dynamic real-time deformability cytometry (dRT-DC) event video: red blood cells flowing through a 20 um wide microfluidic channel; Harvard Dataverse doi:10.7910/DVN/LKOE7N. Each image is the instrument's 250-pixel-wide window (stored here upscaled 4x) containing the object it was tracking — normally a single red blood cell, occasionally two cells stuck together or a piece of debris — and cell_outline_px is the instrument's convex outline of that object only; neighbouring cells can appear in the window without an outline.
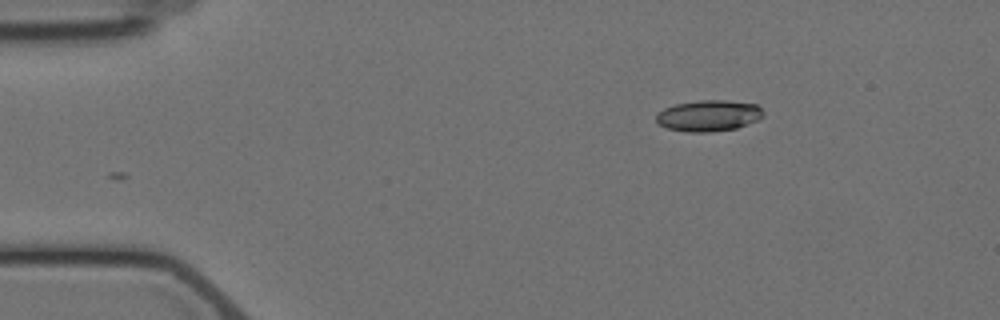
{"species": "Egyptian fruit bat (a non-hibernating species)", "species_latin": "Rousettus aegyptiacus", "temperature_condition": "cold", "stored_images_in_passage": 3, "camera_frame_rate_fps": 3000, "um_per_image_px": 0.085, "animal": {"sex": "female"}, "frame": {"image": 1, "passage_image": 3, "time_ms": 2.333, "image_size_px": [1000, 320], "cell_outline_px": [[764, 116], [748, 124], [736, 128], [712, 132], [688, 132], [668, 128], [656, 124], [656, 116], [664, 108], [676, 104], [700, 100], [724, 100], [756, 104], [764, 112]], "centroid_in_image_um": [60.23, 9.84], "position_along_channel_um": 24.8, "area_um2": 19.42}}